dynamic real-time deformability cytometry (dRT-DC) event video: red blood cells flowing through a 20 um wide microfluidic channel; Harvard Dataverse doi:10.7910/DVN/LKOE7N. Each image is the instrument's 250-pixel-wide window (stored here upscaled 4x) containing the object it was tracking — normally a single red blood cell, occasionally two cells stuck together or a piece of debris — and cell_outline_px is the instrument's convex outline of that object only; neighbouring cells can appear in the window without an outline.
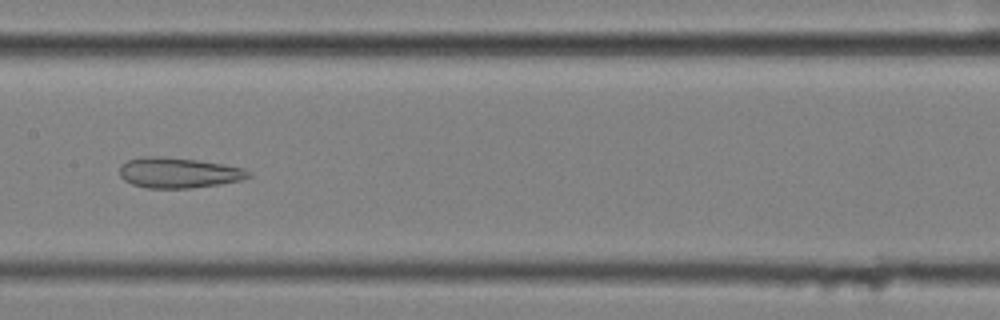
{"species": "common noctule bat (a hibernating species)", "species_latin": "Nyctalus noctula", "temperature_condition": "cold", "stored_images_in_passage": 37, "camera_frame_rate_fps": 3000, "um_per_image_px": 0.085, "animal": {"sex": "female", "body_mass_g": 25.1}, "frame": {"image": 1, "passage_image": 13, "time_ms": 4.0, "image_size_px": [1000, 320], "cell_outline_px": [[252, 176], [240, 180], [220, 184], [192, 188], [148, 188], [132, 184], [124, 180], [120, 176], [120, 164], [128, 160], [140, 156], [160, 156], [196, 160], [224, 164], [244, 168], [252, 172]], "centroid_in_image_um": [15.18, 14.68], "position_along_channel_um": 192.2, "area_um2": 23.0}}
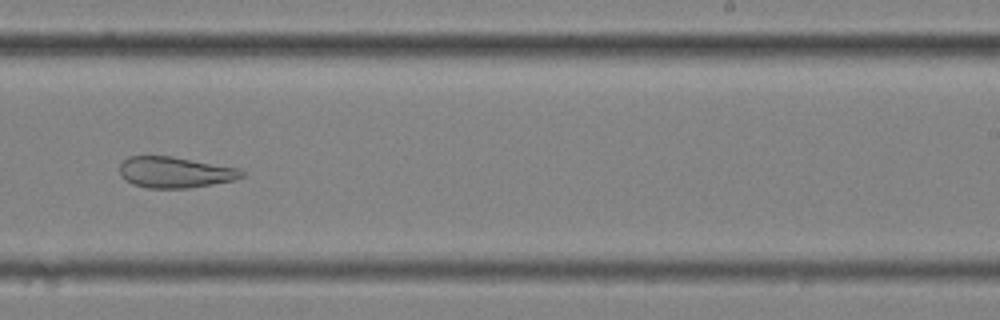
{"frame": {"image": 2, "passage_image": 20, "time_ms": 6.333, "image_size_px": [1000, 320], "cell_outline_px": [[248, 172], [244, 176], [236, 180], [188, 188], [148, 188], [132, 184], [124, 180], [120, 176], [120, 164], [128, 156], [172, 156], [236, 168]], "centroid_in_image_um": [14.87, 14.65], "position_along_channel_um": 274.1, "area_um2": 22.14}}
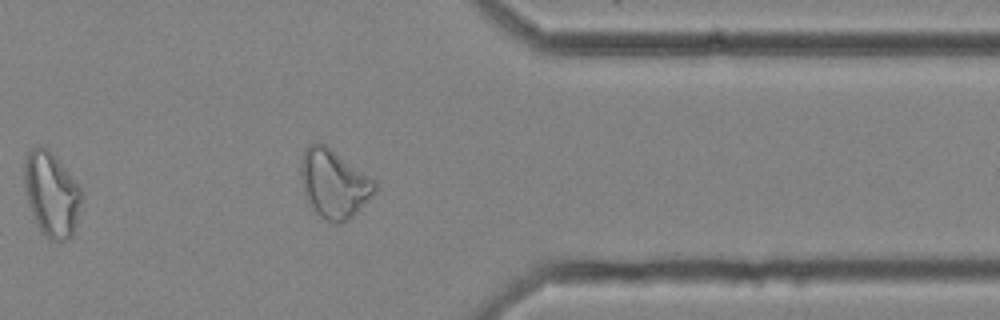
{"frame": {"image": 3, "passage_image": 30, "time_ms": 9.667, "image_size_px": [1000, 320], "cell_outline_px": [[376, 192], [348, 220], [340, 224], [332, 224], [324, 220], [308, 204], [304, 192], [300, 172], [300, 168], [304, 152], [312, 144], [324, 144], [376, 180]], "centroid_in_image_um": [28.4, 15.67], "position_along_channel_um": 383.0, "area_um2": 29.25}, "authors_computed_cell_mechanics": {"area_um2": 24.7962, "velocity_mm_per_s": 3.5207, "shape_relaxation_time_tau1_ms": null, "shape_relaxation_time_tau2_ms": 4.1266, "deformation_change_tau1": null, "deformation_change_tau2": 0.1471}}